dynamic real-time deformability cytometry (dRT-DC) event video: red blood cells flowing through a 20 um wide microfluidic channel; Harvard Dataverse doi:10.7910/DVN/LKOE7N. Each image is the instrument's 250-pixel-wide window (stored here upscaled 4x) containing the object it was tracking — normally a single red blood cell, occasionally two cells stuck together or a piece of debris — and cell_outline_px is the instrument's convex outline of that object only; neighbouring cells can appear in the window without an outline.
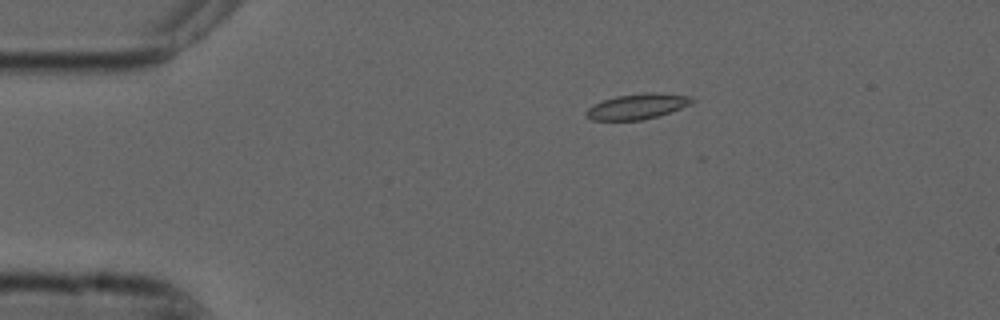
{"species": "common noctule bat (a hibernating species)", "species_latin": "Nyctalus noctula", "temperature_condition": "cold", "stored_images_in_passage": 4, "camera_frame_rate_fps": 3000, "um_per_image_px": 0.085, "animal": {"sex": "male", "forearm_length_mm": 52.5}, "frame": {"image": 1, "passage_image": 1, "time_ms": 0.0, "image_size_px": [1000, 320], "cell_outline_px": [[696, 100], [692, 104], [656, 116], [640, 120], [592, 120], [584, 112], [588, 108], [604, 100], [616, 96], [644, 92], [660, 92], [692, 96]], "centroid_in_image_um": [54.22, 9.02], "position_along_channel_um": 30.8, "area_um2": 15.61}}